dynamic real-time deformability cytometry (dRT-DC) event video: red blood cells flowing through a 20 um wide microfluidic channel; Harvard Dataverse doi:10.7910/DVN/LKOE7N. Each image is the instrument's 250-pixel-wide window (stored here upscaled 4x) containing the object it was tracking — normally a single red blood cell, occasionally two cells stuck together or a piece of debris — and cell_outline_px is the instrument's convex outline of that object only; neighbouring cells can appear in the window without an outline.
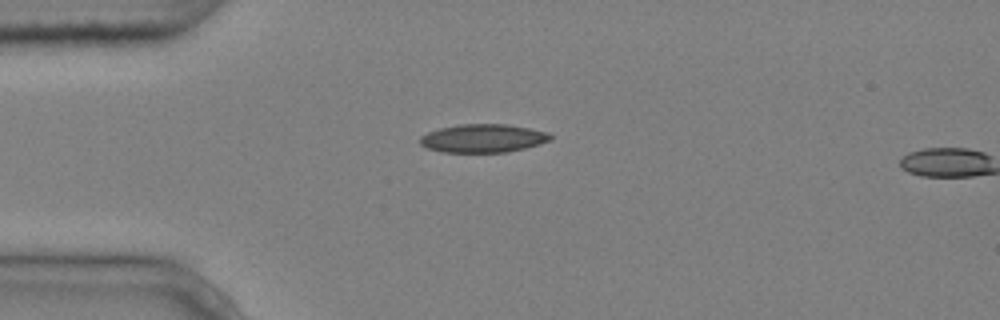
{"species": "common noctule bat (a hibernating species)", "species_latin": "Nyctalus noctula", "temperature_condition": "cold", "stored_images_in_passage": 2, "camera_frame_rate_fps": 3000, "um_per_image_px": 0.085, "animal": {"sex": "male", "body_mass_g": 20.4}, "frame": {"image": 1, "passage_image": 2, "time_ms": 0.333, "image_size_px": [1000, 320], "cell_outline_px": [[552, 140], [540, 144], [508, 152], [440, 152], [424, 148], [420, 144], [420, 136], [428, 132], [440, 128], [460, 124], [508, 124], [548, 132], [552, 136]], "centroid_in_image_um": [41.04, 11.76], "position_along_channel_um": 44.0, "area_um2": 21.68}}